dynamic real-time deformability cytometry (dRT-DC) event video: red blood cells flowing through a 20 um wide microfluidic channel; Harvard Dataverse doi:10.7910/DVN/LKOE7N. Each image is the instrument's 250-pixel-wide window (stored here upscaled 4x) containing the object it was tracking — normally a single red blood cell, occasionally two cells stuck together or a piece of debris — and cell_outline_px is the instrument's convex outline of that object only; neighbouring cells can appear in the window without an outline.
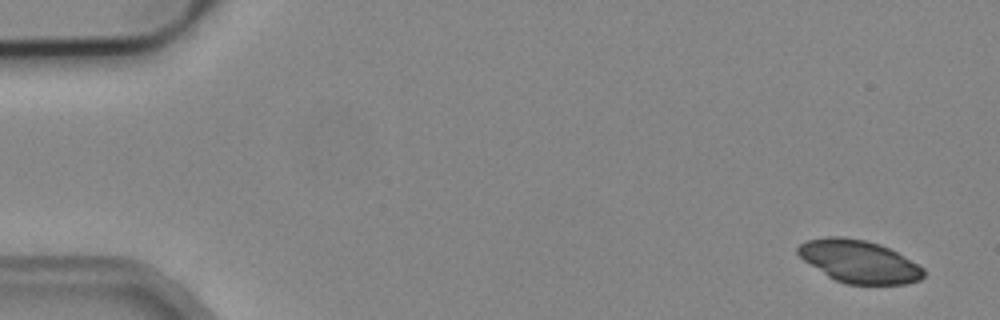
{"species": "common noctule bat (a hibernating species)", "species_latin": "Nyctalus noctula", "temperature_condition": "cold", "stored_images_in_passage": 5, "camera_frame_rate_fps": 3000, "um_per_image_px": 0.085, "animal": {"sex": "male", "body_mass_g": 19.2, "forearm_length_mm": 51.8}, "frame": {"image": 1, "passage_image": 1, "time_ms": 0.0, "image_size_px": [1000, 320], "cell_outline_px": [[924, 276], [920, 280], [908, 284], [848, 284], [836, 280], [828, 276], [804, 260], [796, 252], [796, 248], [800, 244], [808, 240], [824, 236], [840, 236], [864, 240], [880, 244], [896, 252], [924, 268]], "centroid_in_image_um": [73.01, 22.22], "position_along_channel_um": 12.0, "area_um2": 30.98}}